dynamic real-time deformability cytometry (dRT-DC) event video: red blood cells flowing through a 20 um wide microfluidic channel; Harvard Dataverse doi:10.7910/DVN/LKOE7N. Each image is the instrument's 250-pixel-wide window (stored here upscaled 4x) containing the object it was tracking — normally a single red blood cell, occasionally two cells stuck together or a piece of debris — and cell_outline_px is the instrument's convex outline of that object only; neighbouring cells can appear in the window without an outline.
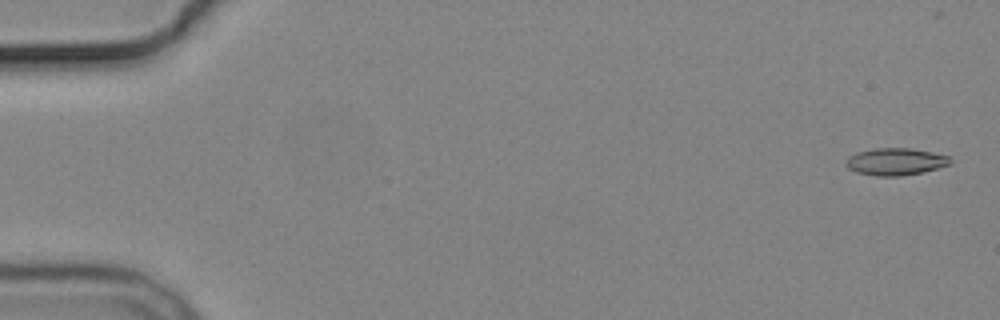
{"species": "common noctule bat (a hibernating species)", "species_latin": "Nyctalus noctula", "temperature_condition": "cold", "stored_images_in_passage": 5, "camera_frame_rate_fps": 3000, "um_per_image_px": 0.085, "animal": {"sex": "male", "body_mass_g": 19.2, "forearm_length_mm": 51.8}, "frame": {"image": 1, "passage_image": 1, "time_ms": 0.0, "image_size_px": [1000, 320], "cell_outline_px": [[952, 164], [924, 172], [900, 176], [876, 176], [856, 172], [848, 168], [844, 164], [848, 156], [856, 152], [876, 148], [912, 148], [932, 152], [948, 156], [952, 160]], "centroid_in_image_um": [76.12, 13.74], "position_along_channel_um": 8.9, "area_um2": 16.7}}
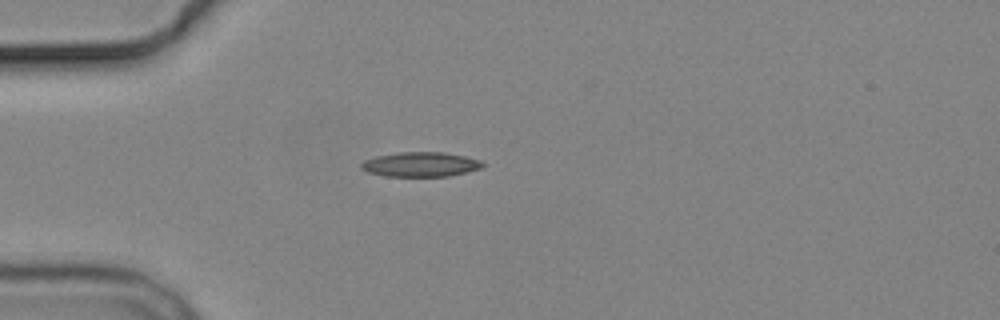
{"frame": {"image": 2, "passage_image": 5, "time_ms": 4.667, "image_size_px": [1000, 320], "cell_outline_px": [[484, 164], [480, 168], [448, 176], [384, 176], [368, 172], [360, 168], [360, 164], [364, 160], [376, 156], [396, 152], [444, 152], [464, 156], [480, 160]], "centroid_in_image_um": [35.69, 13.96], "position_along_channel_um": 49.3, "area_um2": 17.34}}